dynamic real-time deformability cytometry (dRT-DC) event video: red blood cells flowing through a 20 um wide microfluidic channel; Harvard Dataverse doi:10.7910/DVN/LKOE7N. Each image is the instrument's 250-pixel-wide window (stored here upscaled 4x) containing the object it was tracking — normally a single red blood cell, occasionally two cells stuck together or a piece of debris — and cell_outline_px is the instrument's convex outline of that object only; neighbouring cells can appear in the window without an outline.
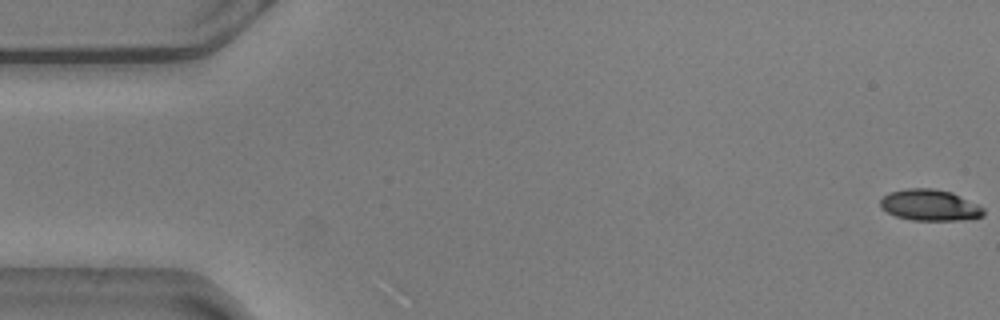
{"species": "common noctule bat (a hibernating species)", "species_latin": "Nyctalus noctula", "temperature_condition": "warm", "stored_images_in_passage": 7, "camera_frame_rate_fps": 3000, "um_per_image_px": 0.085, "animal": {"sex": "male", "body_mass_g": 20.5, "forearm_length_mm": 52.5}, "frame": {"image": 1, "passage_image": 1, "time_ms": 0.0, "image_size_px": [1000, 320], "cell_outline_px": [[984, 216], [964, 220], [912, 220], [896, 216], [880, 208], [880, 200], [888, 192], [908, 188], [932, 188], [952, 192], [984, 208]], "centroid_in_image_um": [79.02, 17.43], "position_along_channel_um": 6.0, "area_um2": 18.79}}